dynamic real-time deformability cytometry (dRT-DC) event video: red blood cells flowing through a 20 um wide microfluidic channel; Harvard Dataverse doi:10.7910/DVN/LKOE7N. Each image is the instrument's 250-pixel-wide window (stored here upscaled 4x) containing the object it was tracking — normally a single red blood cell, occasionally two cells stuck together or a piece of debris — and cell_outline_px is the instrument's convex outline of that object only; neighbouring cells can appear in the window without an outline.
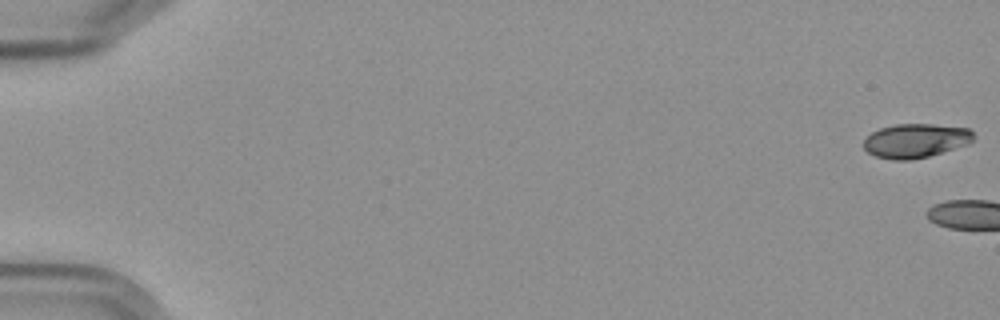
{"species": "Egyptian fruit bat (a non-hibernating species)", "species_latin": "Rousettus aegyptiacus", "temperature_condition": "cold", "stored_images_in_passage": 2, "camera_frame_rate_fps": 3000, "um_per_image_px": 0.085, "frame": {"image": 1, "passage_image": 1, "time_ms": 0.0, "image_size_px": [1000, 320], "cell_outline_px": [[972, 140], [968, 144], [928, 156], [912, 160], [892, 160], [876, 156], [868, 152], [864, 148], [864, 140], [872, 132], [880, 128], [896, 124], [932, 124], [968, 128], [972, 132]], "centroid_in_image_um": [77.8, 11.96], "position_along_channel_um": 7.2, "area_um2": 21.62}}